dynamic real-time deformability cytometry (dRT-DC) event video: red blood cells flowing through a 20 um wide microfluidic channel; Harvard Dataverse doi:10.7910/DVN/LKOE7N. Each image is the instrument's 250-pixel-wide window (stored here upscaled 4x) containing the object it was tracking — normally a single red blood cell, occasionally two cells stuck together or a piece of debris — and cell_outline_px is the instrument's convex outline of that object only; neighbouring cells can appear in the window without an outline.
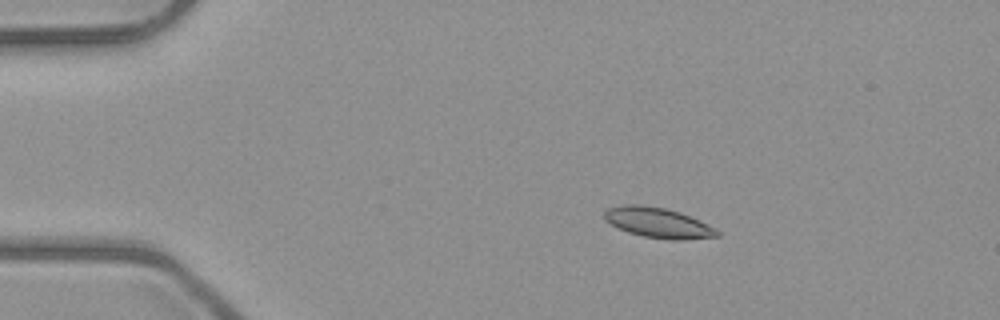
{"species": "common noctule bat (a hibernating species)", "species_latin": "Nyctalus noctula", "temperature_condition": "room temperature", "stored_images_in_passage": 8, "camera_frame_rate_fps": 3000, "um_per_image_px": 0.085, "animal": {"sex": "male", "body_mass_g": 23.1, "forearm_length_mm": 52.7}, "frame": {"image": 1, "passage_image": 3, "time_ms": 2.333, "image_size_px": [1000, 320], "cell_outline_px": [[720, 236], [684, 240], [668, 240], [644, 236], [628, 232], [604, 220], [604, 212], [608, 208], [628, 204], [640, 204], [664, 208], [680, 212], [720, 232]], "centroid_in_image_um": [55.9, 18.94], "position_along_channel_um": 29.1, "area_um2": 19.48}}
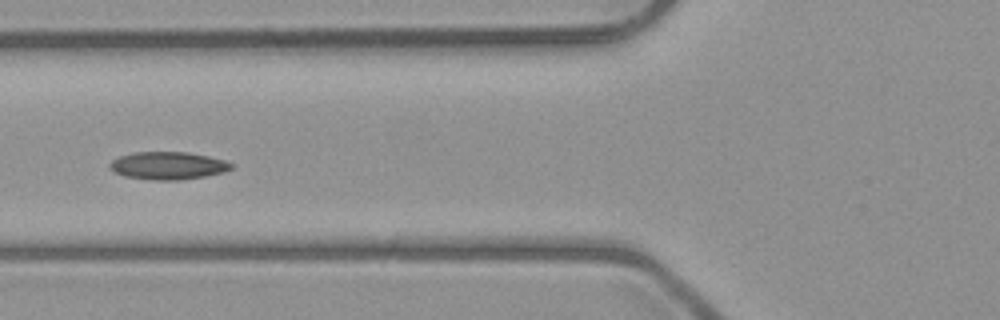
{"frame": {"image": 2, "passage_image": 6, "time_ms": 6.0, "image_size_px": [1000, 320], "cell_outline_px": [[236, 164], [232, 168], [224, 172], [204, 176], [180, 180], [152, 180], [124, 176], [116, 172], [108, 164], [112, 160], [120, 156], [136, 152], [188, 152], [208, 156], [224, 160]], "centroid_in_image_um": [14.32, 14.08], "position_along_channel_um": 111.5, "area_um2": 19.54}}
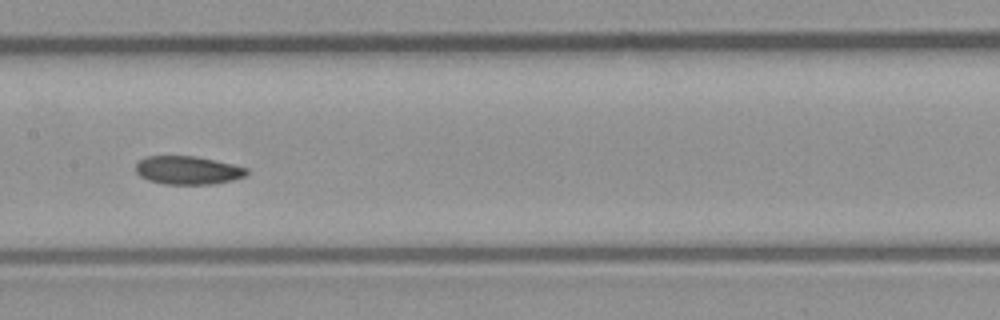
{"frame": {"image": 3, "passage_image": 8, "time_ms": 8.0, "image_size_px": [1000, 320], "cell_outline_px": [[248, 172], [244, 176], [232, 180], [216, 184], [164, 184], [148, 180], [140, 176], [136, 172], [136, 164], [144, 156], [196, 156], [232, 164], [248, 168]], "centroid_in_image_um": [15.95, 14.47], "position_along_channel_um": 191.4, "area_um2": 18.32}}